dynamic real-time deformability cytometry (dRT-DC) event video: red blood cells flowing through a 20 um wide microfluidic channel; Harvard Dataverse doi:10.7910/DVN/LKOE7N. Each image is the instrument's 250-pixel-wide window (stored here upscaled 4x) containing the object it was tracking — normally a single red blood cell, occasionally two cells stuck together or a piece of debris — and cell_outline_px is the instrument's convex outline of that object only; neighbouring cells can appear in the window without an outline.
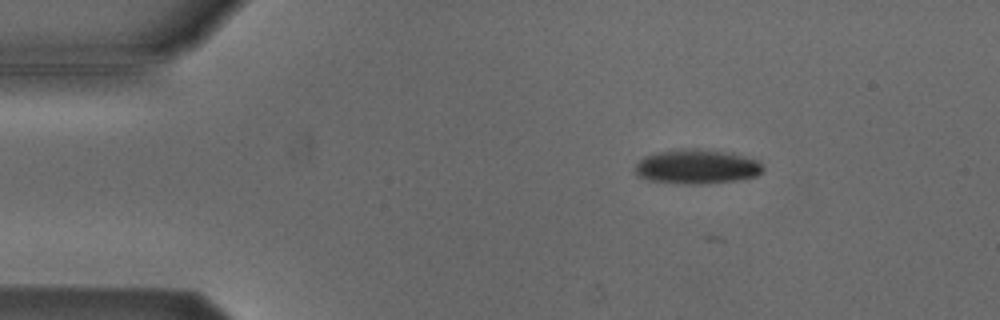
{"species": "Egyptian fruit bat (a non-hibernating species)", "species_latin": "Rousettus aegyptiacus", "temperature_condition": "cold", "stored_images_in_passage": 12, "camera_frame_rate_fps": 3000, "um_per_image_px": 0.085, "animal": {"sex": "male"}, "frame": {"image": 1, "passage_image": 2, "time_ms": 0.333, "image_size_px": [1000, 320], "cell_outline_px": [[764, 168], [756, 176], [736, 180], [704, 184], [680, 184], [648, 180], [636, 176], [636, 164], [644, 156], [656, 152], [680, 148], [700, 148], [732, 152], [760, 160]], "centroid_in_image_um": [59.24, 14.15], "position_along_channel_um": 25.8, "area_um2": 26.18}}
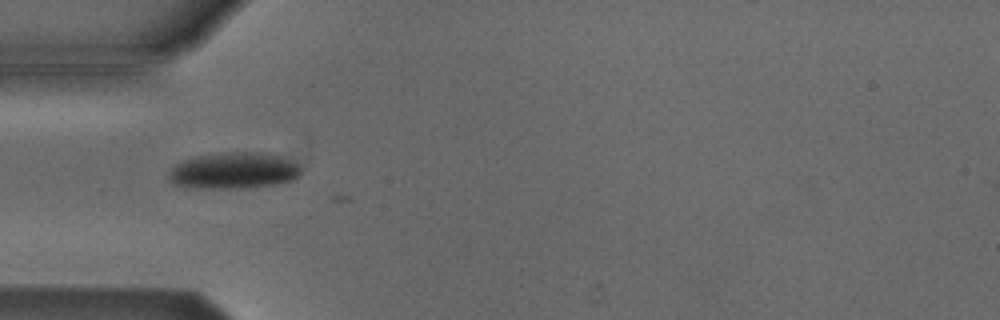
{"frame": {"image": 2, "passage_image": 10, "time_ms": 3.0, "image_size_px": [1000, 320], "cell_outline_px": [[300, 172], [292, 180], [280, 184], [240, 188], [192, 188], [172, 184], [168, 176], [172, 168], [176, 164], [184, 160], [196, 156], [220, 152], [264, 152], [280, 156], [300, 164]], "centroid_in_image_um": [19.86, 14.5], "position_along_channel_um": 65.1, "area_um2": 28.21}}